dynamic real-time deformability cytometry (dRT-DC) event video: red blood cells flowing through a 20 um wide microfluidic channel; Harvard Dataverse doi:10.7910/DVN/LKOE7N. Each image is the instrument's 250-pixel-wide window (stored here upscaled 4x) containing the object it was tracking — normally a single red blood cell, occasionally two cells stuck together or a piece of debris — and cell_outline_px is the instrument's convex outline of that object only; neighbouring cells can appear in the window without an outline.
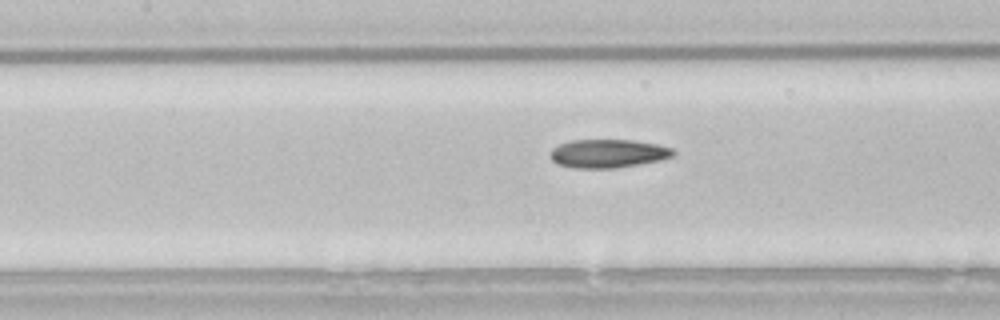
{"species": "common noctule bat (a hibernating species)", "species_latin": "Nyctalus noctula", "temperature_condition": "room temperature", "stored_images_in_passage": 36, "camera_frame_rate_fps": 3000, "um_per_image_px": 0.085, "animal": {"sex": "male", "body_mass_g": 21.5, "forearm_length_mm": 52.0}, "frame": {"image": 1, "passage_image": 7, "time_ms": 2.0, "image_size_px": [1000, 320], "cell_outline_px": [[676, 152], [672, 156], [660, 160], [616, 168], [572, 168], [556, 164], [548, 156], [548, 152], [552, 148], [560, 144], [572, 140], [632, 140], [656, 144], [672, 148]], "centroid_in_image_um": [51.62, 13.05], "position_along_channel_um": 155.8, "area_um2": 20.52}}
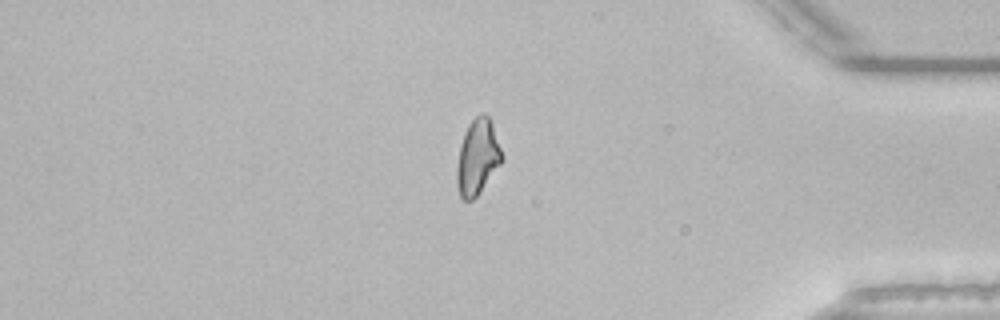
{"frame": {"image": 2, "passage_image": 28, "time_ms": 9.0, "image_size_px": [1000, 320], "cell_outline_px": [[504, 160], [480, 192], [472, 200], [464, 200], [460, 196], [456, 184], [456, 164], [460, 144], [464, 132], [468, 124], [480, 112], [484, 112], [488, 116], [492, 124], [504, 156]], "centroid_in_image_um": [40.59, 13.34], "position_along_channel_um": 394.6, "area_um2": 20.11}}
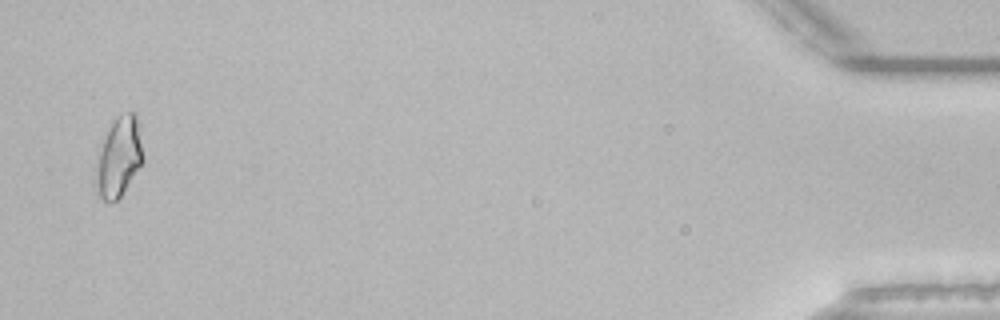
{"frame": {"image": 3, "passage_image": 35, "time_ms": 11.333, "image_size_px": [1000, 320], "cell_outline_px": [[144, 160], [120, 196], [116, 200], [108, 204], [96, 192], [92, 176], [96, 156], [112, 124], [120, 116], [128, 112], [136, 112]], "centroid_in_image_um": [10.05, 13.43], "position_along_channel_um": 425.2, "area_um2": 21.91}}